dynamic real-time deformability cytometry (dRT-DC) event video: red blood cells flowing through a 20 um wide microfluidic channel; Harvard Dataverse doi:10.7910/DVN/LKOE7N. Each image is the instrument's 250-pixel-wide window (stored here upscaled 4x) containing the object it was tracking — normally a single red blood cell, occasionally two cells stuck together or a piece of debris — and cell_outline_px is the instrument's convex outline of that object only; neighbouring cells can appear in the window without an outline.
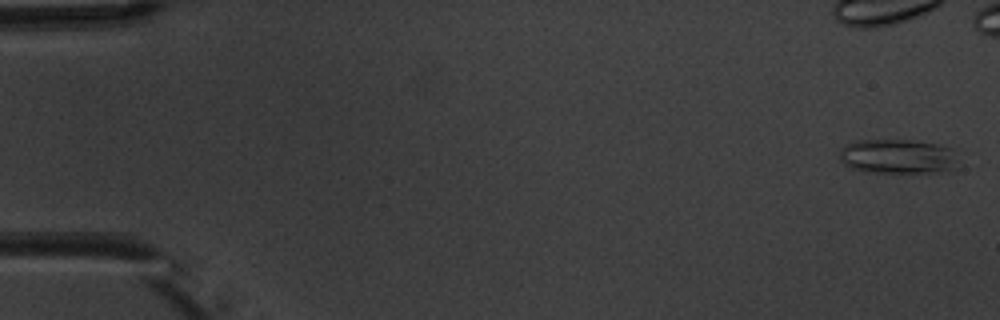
{"species": "common noctule bat (a hibernating species)", "species_latin": "Nyctalus noctula", "temperature_condition": "warm", "stored_images_in_passage": 7, "camera_frame_rate_fps": 3000, "um_per_image_px": 0.085, "animal": {"sex": "male", "body_mass_g": 20.1, "forearm_length_mm": 53.5}, "frame": {"image": 1, "passage_image": 1, "time_ms": 0.0, "image_size_px": [1000, 320], "cell_outline_px": [[956, 168], [944, 172], [868, 172], [852, 168], [844, 164], [840, 160], [840, 148], [856, 140], [908, 140], [940, 144], [952, 148]], "centroid_in_image_um": [76.29, 13.29], "position_along_channel_um": 8.7, "area_um2": 23.81}}